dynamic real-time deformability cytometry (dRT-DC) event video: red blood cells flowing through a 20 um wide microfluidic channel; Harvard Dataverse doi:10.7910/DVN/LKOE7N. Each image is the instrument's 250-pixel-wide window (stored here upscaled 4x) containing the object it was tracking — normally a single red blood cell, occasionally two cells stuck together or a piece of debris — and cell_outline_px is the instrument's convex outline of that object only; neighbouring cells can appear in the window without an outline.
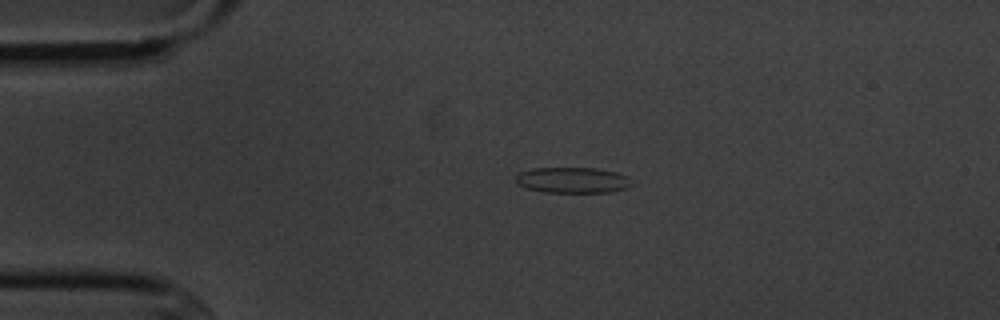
{"species": "common noctule bat (a hibernating species)", "species_latin": "Nyctalus noctula", "temperature_condition": "cold", "stored_images_in_passage": 3, "camera_frame_rate_fps": 3000, "um_per_image_px": 0.085, "animal": {"sex": "male", "body_mass_g": 20.1, "forearm_length_mm": 53.5}, "frame": {"image": 1, "passage_image": 2, "time_ms": 1.333, "image_size_px": [1000, 320], "cell_outline_px": [[632, 184], [628, 188], [608, 192], [544, 192], [528, 188], [516, 184], [516, 176], [520, 172], [532, 168], [596, 168], [616, 172], [628, 176]], "centroid_in_image_um": [48.68, 15.31], "position_along_channel_um": 36.3, "area_um2": 17.4}}